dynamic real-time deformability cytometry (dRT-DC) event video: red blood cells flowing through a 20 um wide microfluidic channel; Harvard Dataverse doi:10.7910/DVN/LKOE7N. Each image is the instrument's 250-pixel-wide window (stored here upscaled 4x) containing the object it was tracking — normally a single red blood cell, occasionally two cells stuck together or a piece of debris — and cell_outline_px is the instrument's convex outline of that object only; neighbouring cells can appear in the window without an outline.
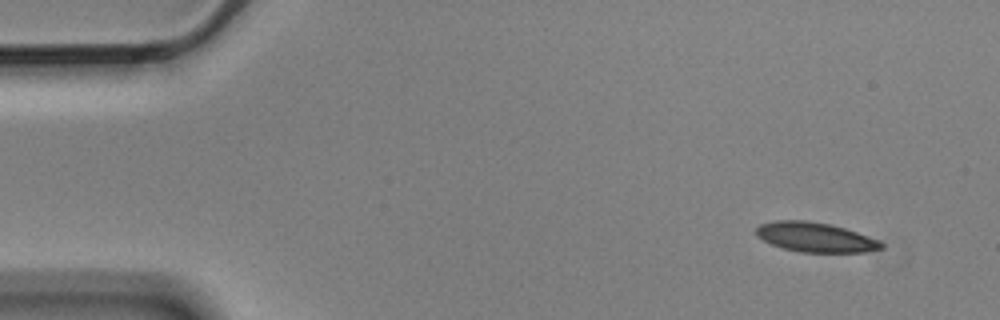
{"species": "Egyptian fruit bat (a non-hibernating species)", "species_latin": "Rousettus aegyptiacus", "temperature_condition": "cold", "stored_images_in_passage": 4, "camera_frame_rate_fps": 3000, "um_per_image_px": 0.085, "animal": {"sex": "male"}, "frame": {"image": 1, "passage_image": 1, "time_ms": 0.0, "image_size_px": [1000, 320], "cell_outline_px": [[884, 248], [864, 252], [800, 252], [784, 248], [772, 244], [756, 236], [756, 228], [760, 224], [776, 220], [804, 220], [832, 224], [880, 240], [884, 244]], "centroid_in_image_um": [69.32, 20.16], "position_along_channel_um": 15.7, "area_um2": 21.56}}
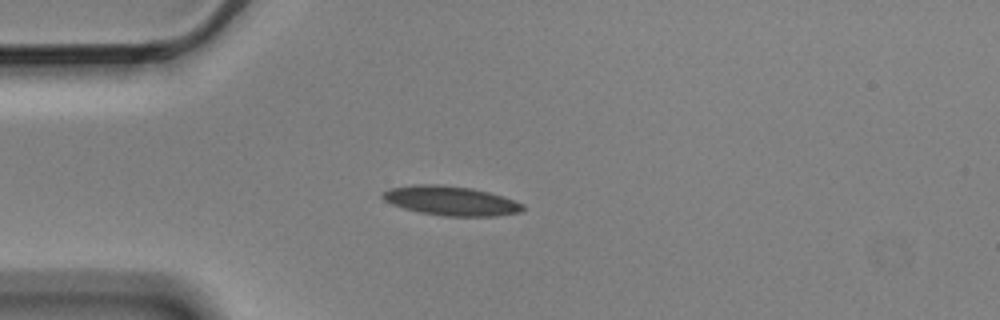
{"frame": {"image": 2, "passage_image": 4, "time_ms": 1.0, "image_size_px": [1000, 320], "cell_outline_px": [[524, 208], [520, 212], [496, 216], [444, 216], [420, 212], [404, 208], [392, 204], [384, 200], [380, 196], [384, 192], [392, 188], [416, 184], [436, 184], [472, 188], [504, 196], [524, 204]], "centroid_in_image_um": [38.35, 17.07], "position_along_channel_um": 46.7, "area_um2": 23.87}}